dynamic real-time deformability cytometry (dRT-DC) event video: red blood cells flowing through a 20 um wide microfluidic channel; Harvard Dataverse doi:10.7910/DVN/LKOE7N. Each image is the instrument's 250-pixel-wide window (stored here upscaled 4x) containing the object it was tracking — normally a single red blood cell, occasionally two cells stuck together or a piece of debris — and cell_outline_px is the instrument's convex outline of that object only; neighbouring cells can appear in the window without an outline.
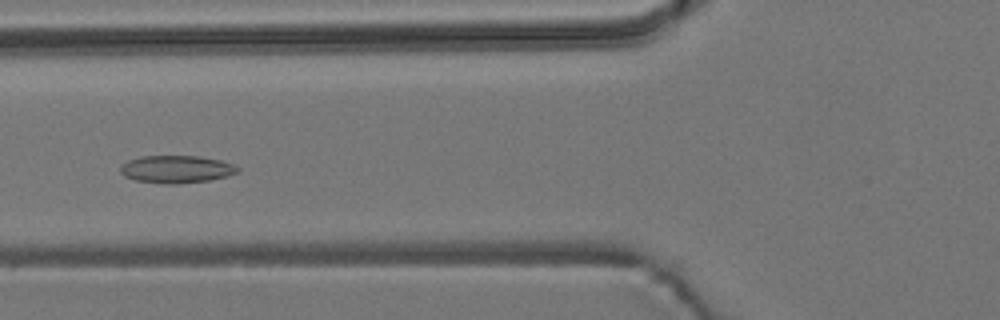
{"species": "common noctule bat (a hibernating species)", "species_latin": "Nyctalus noctula", "temperature_condition": "room temperature", "stored_images_in_passage": 6, "camera_frame_rate_fps": 3000, "um_per_image_px": 0.085, "animal": {"sex": "male", "body_mass_g": 19.2, "forearm_length_mm": 51.8}, "frame": {"image": 1, "passage_image": 6, "time_ms": 1.667, "image_size_px": [1000, 320], "cell_outline_px": [[240, 172], [208, 180], [176, 184], [164, 184], [136, 180], [124, 176], [120, 172], [120, 168], [128, 160], [140, 156], [200, 156], [220, 160], [232, 164], [240, 168]], "centroid_in_image_um": [14.99, 14.38], "position_along_channel_um": 110.8, "area_um2": 18.73}}